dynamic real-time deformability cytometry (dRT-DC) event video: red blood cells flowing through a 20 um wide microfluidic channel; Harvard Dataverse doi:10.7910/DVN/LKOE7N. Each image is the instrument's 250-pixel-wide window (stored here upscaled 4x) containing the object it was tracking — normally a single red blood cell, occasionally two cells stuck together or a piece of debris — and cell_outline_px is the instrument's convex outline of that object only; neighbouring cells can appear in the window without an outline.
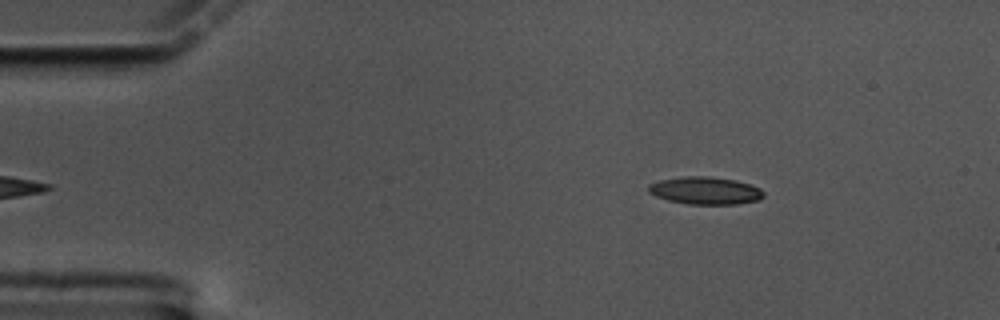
{"species": "common noctule bat (a hibernating species)", "species_latin": "Nyctalus noctula", "temperature_condition": "cold", "stored_images_in_passage": 52, "camera_frame_rate_fps": 3000, "um_per_image_px": 0.085, "animal": {"sex": "male", "body_mass_g": 17.5, "forearm_length_mm": 52.3}, "frame": {"image": 1, "passage_image": 2, "time_ms": 0.333, "image_size_px": [1000, 320], "cell_outline_px": [[764, 196], [760, 200], [736, 204], [688, 204], [668, 200], [656, 196], [648, 192], [648, 184], [660, 180], [684, 176], [708, 176], [736, 180], [760, 188], [764, 192]], "centroid_in_image_um": [59.95, 16.2], "position_along_channel_um": 25.1, "area_um2": 18.5}}
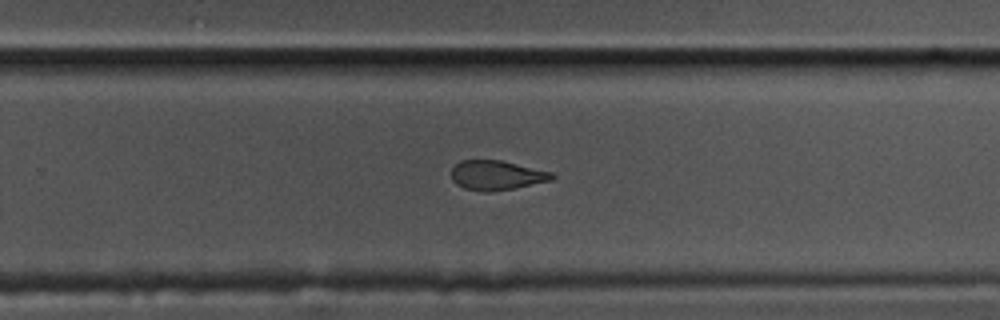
{"frame": {"image": 2, "passage_image": 31, "time_ms": 10.0, "image_size_px": [1000, 320], "cell_outline_px": [[556, 176], [552, 180], [512, 188], [484, 192], [464, 188], [456, 184], [452, 180], [452, 168], [460, 160], [500, 160], [552, 172]], "centroid_in_image_um": [42.19, 14.89], "position_along_channel_um": 287.6, "area_um2": 17.11}}
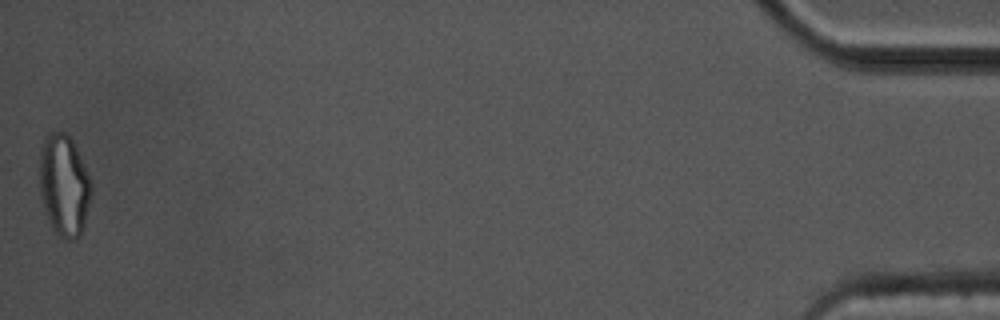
{"frame": {"image": 3, "passage_image": 52, "time_ms": 17.0, "image_size_px": [1000, 320], "cell_outline_px": [[92, 192], [84, 224], [80, 236], [76, 240], [64, 240], [56, 236], [44, 212], [40, 196], [40, 148], [44, 136], [48, 132], [64, 132], [72, 140], [76, 148], [92, 184]], "centroid_in_image_um": [5.42, 15.8], "position_along_channel_um": 429.8, "area_um2": 30.98}, "authors_computed_cell_mechanics": {"area_um2": 18.6983, "velocity_mm_per_s": 3.3974, "shape_relaxation_time_tau1_ms": null, "shape_relaxation_time_tau2_ms": 2.5455, "deformation_change_tau1": null, "deformation_change_tau2": 0.1045}}